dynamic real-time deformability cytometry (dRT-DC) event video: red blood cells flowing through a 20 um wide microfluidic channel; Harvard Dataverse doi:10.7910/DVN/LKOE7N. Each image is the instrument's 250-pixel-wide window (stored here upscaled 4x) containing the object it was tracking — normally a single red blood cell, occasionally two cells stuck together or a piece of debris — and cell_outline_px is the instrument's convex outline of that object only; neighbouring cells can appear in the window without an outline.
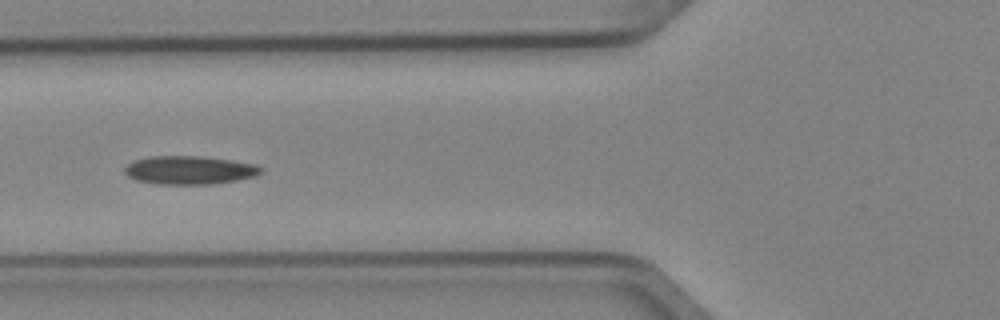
{"species": "Egyptian fruit bat (a non-hibernating species)", "species_latin": "Rousettus aegyptiacus", "temperature_condition": "cold", "stored_images_in_passage": 5, "camera_frame_rate_fps": 3000, "um_per_image_px": 0.085, "animal": {"sex": "female"}, "frame": {"image": 1, "passage_image": 5, "time_ms": 1.333, "image_size_px": [1000, 320], "cell_outline_px": [[264, 168], [256, 176], [236, 180], [212, 184], [156, 184], [136, 180], [128, 176], [124, 172], [124, 168], [132, 160], [148, 156], [200, 156], [232, 160], [256, 164]], "centroid_in_image_um": [16.09, 14.45], "position_along_channel_um": 109.7, "area_um2": 22.72}}